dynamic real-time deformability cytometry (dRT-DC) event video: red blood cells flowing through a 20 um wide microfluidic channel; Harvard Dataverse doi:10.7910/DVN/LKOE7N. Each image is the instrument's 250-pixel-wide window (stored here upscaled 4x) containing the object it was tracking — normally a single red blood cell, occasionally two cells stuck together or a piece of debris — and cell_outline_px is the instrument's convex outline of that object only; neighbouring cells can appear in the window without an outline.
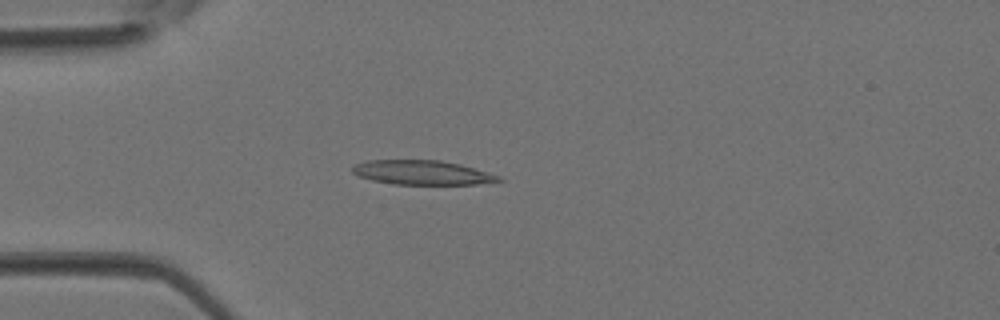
{"species": "Egyptian fruit bat (a non-hibernating species)", "species_latin": "Rousettus aegyptiacus", "temperature_condition": "room temperature", "stored_images_in_passage": 3, "camera_frame_rate_fps": 3000, "um_per_image_px": 0.085, "animal": {"sex": "female"}, "frame": {"image": 1, "passage_image": 3, "time_ms": 0.667, "image_size_px": [1000, 320], "cell_outline_px": [[504, 180], [476, 184], [396, 184], [372, 180], [360, 176], [352, 172], [352, 164], [368, 160], [440, 160], [460, 164], [500, 176]], "centroid_in_image_um": [35.85, 14.66], "position_along_channel_um": 49.1, "area_um2": 20.58}}